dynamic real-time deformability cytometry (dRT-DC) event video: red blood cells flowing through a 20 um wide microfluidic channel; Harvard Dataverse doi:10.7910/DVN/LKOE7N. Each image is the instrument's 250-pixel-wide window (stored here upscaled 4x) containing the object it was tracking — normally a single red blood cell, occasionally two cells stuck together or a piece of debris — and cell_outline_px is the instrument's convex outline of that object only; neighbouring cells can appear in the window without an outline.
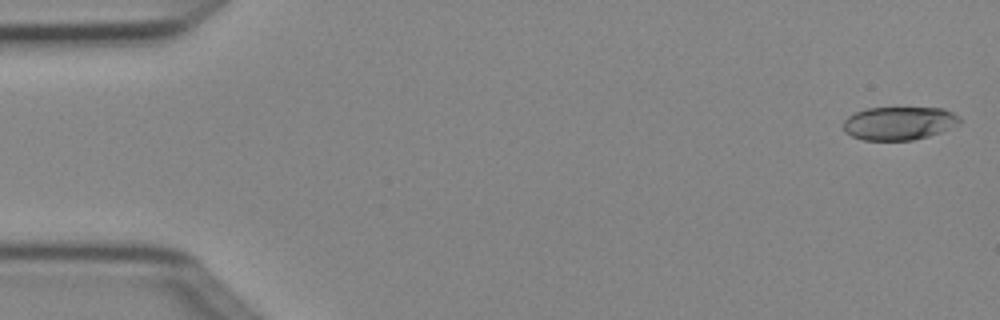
{"species": "Egyptian fruit bat (a non-hibernating species)", "species_latin": "Rousettus aegyptiacus", "temperature_condition": "cold", "stored_images_in_passage": 5, "camera_frame_rate_fps": 3000, "um_per_image_px": 0.085, "animal": {"sex": "female"}, "frame": {"image": 1, "passage_image": 1, "time_ms": 0.0, "image_size_px": [1000, 320], "cell_outline_px": [[960, 124], [940, 132], [928, 136], [912, 140], [864, 140], [852, 136], [844, 132], [844, 120], [848, 116], [864, 108], [944, 108], [960, 116]], "centroid_in_image_um": [76.42, 10.47], "position_along_channel_um": 8.6, "area_um2": 22.6}}
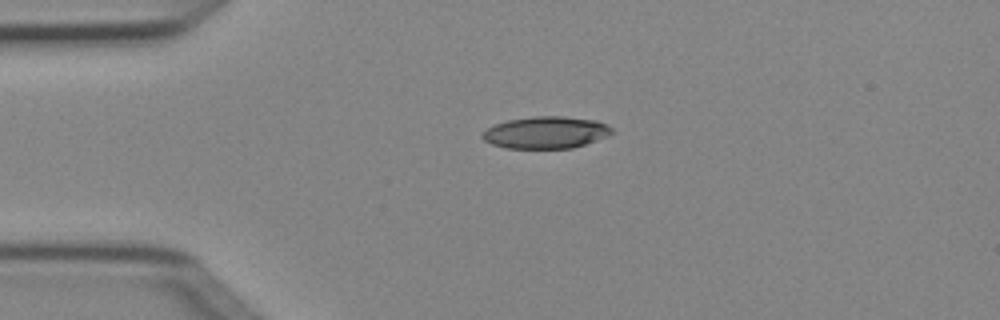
{"frame": {"image": 2, "passage_image": 4, "time_ms": 1.0, "image_size_px": [1000, 320], "cell_outline_px": [[612, 132], [608, 136], [572, 148], [504, 148], [492, 144], [484, 140], [480, 136], [480, 132], [496, 124], [508, 120], [532, 116], [560, 116], [596, 120], [612, 128]], "centroid_in_image_um": [46.35, 11.26], "position_along_channel_um": 38.6, "area_um2": 24.04}}